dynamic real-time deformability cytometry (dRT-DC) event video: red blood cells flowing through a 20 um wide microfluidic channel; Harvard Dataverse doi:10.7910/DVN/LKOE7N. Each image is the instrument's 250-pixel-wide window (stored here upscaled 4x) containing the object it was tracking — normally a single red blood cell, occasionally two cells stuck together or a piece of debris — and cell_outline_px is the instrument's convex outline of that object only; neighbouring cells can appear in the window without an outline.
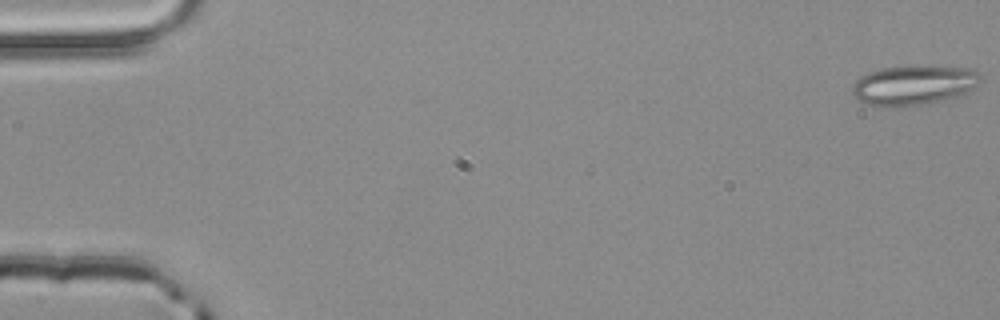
{"species": "common noctule bat (a hibernating species)", "species_latin": "Nyctalus noctula", "temperature_condition": "room temperature", "stored_images_in_passage": 54, "camera_frame_rate_fps": 3000, "um_per_image_px": 0.085, "animal": {"sex": "male", "body_mass_g": 20.4}, "frame": {"image": 1, "passage_image": 1, "time_ms": 0.0, "image_size_px": [1000, 320], "cell_outline_px": [[984, 80], [976, 88], [968, 92], [956, 96], [924, 104], [892, 108], [880, 108], [856, 100], [852, 92], [852, 88], [856, 80], [860, 76], [868, 72], [880, 68], [908, 64], [968, 68], [980, 72]], "centroid_in_image_um": [77.67, 7.22], "position_along_channel_um": 7.3, "area_um2": 30.75}}
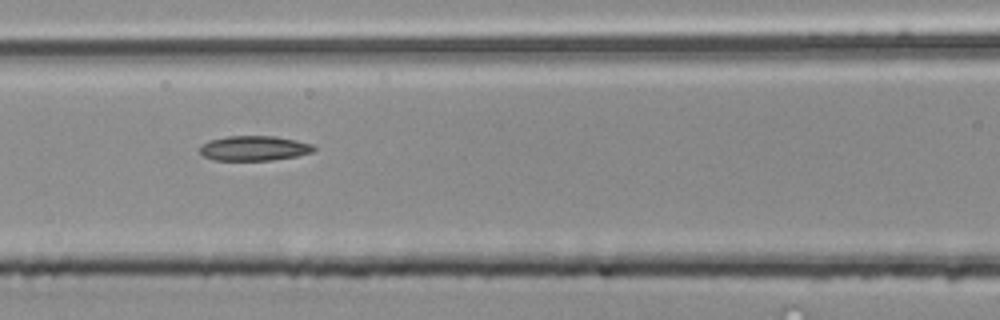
{"frame": {"image": 2, "passage_image": 24, "time_ms": 7.667, "image_size_px": [1000, 320], "cell_outline_px": [[316, 148], [312, 152], [296, 156], [272, 160], [212, 160], [204, 156], [200, 152], [200, 148], [204, 144], [212, 140], [228, 136], [272, 136], [296, 140], [312, 144]], "centroid_in_image_um": [21.62, 12.6], "position_along_channel_um": 145.0, "area_um2": 16.3}}
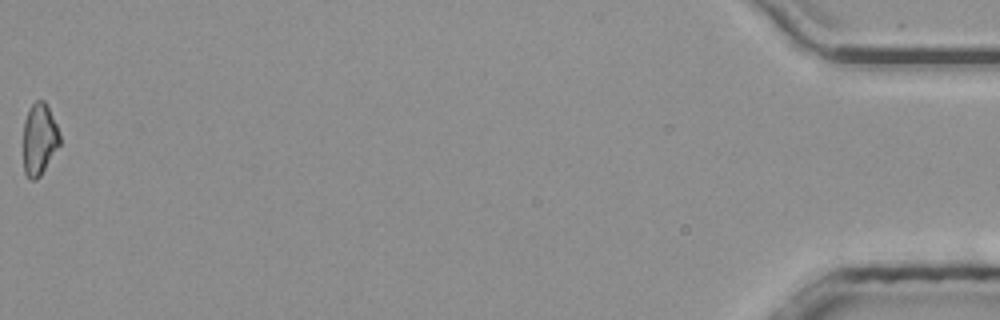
{"frame": {"image": 3, "passage_image": 54, "time_ms": 17.667, "image_size_px": [1000, 320], "cell_outline_px": [[60, 144], [40, 176], [36, 180], [32, 180], [24, 172], [24, 120], [28, 108], [36, 100], [44, 100], [56, 124], [60, 136]], "centroid_in_image_um": [3.33, 11.82], "position_along_channel_um": 431.9, "area_um2": 15.09}, "authors_computed_cell_mechanics": {"area_um2": 16.7042, "velocity_mm_per_s": 3.9289, "shape_relaxation_time_tau1_ms": null, "shape_relaxation_time_tau2_ms": 10.4647, "deformation_change_tau1": null, "deformation_change_tau2": 0.1948}}